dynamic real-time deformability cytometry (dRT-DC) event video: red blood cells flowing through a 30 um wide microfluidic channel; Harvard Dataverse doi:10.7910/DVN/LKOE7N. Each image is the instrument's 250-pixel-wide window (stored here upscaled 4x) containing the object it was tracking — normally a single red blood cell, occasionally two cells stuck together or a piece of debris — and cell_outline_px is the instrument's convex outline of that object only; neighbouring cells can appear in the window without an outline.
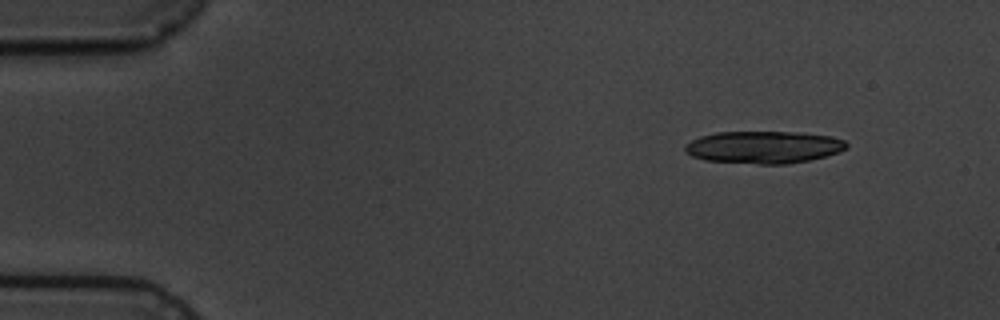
{"species": "common noctule bat (a hibernating species)", "species_latin": "Nyctalus noctula", "temperature_condition": "cold", "stored_images_in_passage": 4, "camera_frame_rate_fps": 3000, "um_per_image_px": 0.085, "animal": {"sex": "male", "body_mass_g": 19.5, "forearm_length_mm": 54.6}, "frame": {"image": 1, "passage_image": 1, "time_ms": 0.0, "image_size_px": [1000, 320], "cell_outline_px": [[848, 148], [840, 152], [808, 160], [788, 164], [756, 164], [704, 160], [692, 156], [684, 148], [684, 144], [700, 136], [716, 132], [800, 132], [832, 136], [844, 140], [848, 144]], "centroid_in_image_um": [64.93, 12.51], "position_along_channel_um": 20.1, "area_um2": 30.58}}